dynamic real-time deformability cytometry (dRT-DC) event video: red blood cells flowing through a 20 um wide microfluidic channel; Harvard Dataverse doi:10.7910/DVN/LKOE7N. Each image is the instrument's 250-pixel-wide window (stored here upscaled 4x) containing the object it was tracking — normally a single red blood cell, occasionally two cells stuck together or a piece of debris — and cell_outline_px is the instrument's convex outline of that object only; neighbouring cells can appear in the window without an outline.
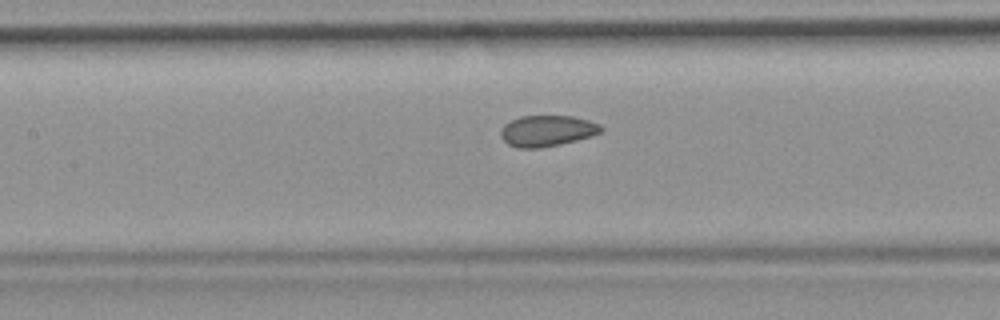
{"species": "common noctule bat (a hibernating species)", "species_latin": "Nyctalus noctula", "temperature_condition": "room temperature", "stored_images_in_passage": 32, "camera_frame_rate_fps": 3000, "um_per_image_px": 0.085, "animal": {"sex": "female", "body_mass_g": 19.9}, "frame": {"image": 1, "passage_image": 14, "time_ms": 4.333, "image_size_px": [1000, 320], "cell_outline_px": [[604, 128], [600, 132], [592, 136], [560, 144], [540, 148], [516, 148], [508, 144], [500, 136], [500, 132], [504, 124], [520, 116], [572, 116], [588, 120], [600, 124]], "centroid_in_image_um": [46.49, 11.12], "position_along_channel_um": 160.9, "area_um2": 18.15}}